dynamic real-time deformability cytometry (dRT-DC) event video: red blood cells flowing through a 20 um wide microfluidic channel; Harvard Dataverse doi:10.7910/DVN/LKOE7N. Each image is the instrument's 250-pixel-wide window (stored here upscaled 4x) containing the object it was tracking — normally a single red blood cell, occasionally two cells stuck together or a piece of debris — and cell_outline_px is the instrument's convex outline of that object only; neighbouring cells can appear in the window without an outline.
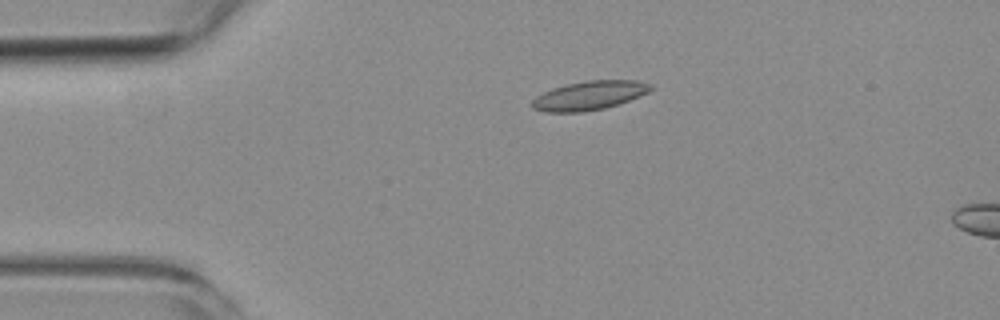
{"species": "common noctule bat (a hibernating species)", "species_latin": "Nyctalus noctula", "temperature_condition": "room temperature", "stored_images_in_passage": 10, "camera_frame_rate_fps": 3000, "um_per_image_px": 0.085, "animal": {"sex": "female", "body_mass_g": 19.3, "forearm_length_mm": 54.1}, "frame": {"image": 1, "passage_image": 3, "time_ms": 2.667, "image_size_px": [1000, 320], "cell_outline_px": [[652, 88], [648, 92], [628, 100], [604, 108], [580, 112], [544, 112], [532, 108], [532, 100], [536, 96], [552, 88], [584, 80], [636, 80], [652, 84]], "centroid_in_image_um": [50.06, 8.11], "position_along_channel_um": 34.9, "area_um2": 19.83}}
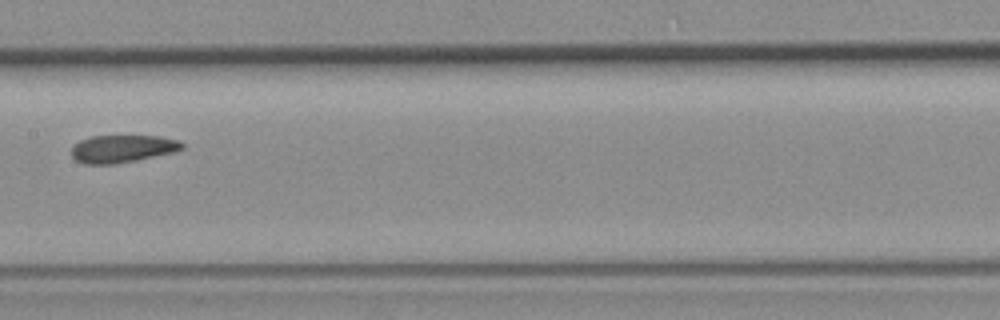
{"frame": {"image": 2, "passage_image": 7, "time_ms": 8.0, "image_size_px": [1000, 320], "cell_outline_px": [[184, 148], [176, 152], [116, 164], [84, 164], [76, 160], [72, 156], [72, 148], [80, 140], [92, 136], [160, 136], [180, 140], [184, 144]], "centroid_in_image_um": [10.45, 12.64], "position_along_channel_um": 197.0, "area_um2": 17.86}}
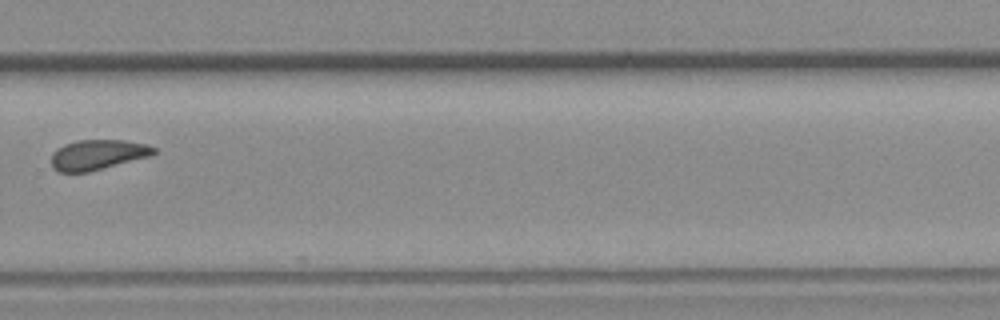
{"frame": {"image": 3, "passage_image": 10, "time_ms": 11.333, "image_size_px": [1000, 320], "cell_outline_px": [[156, 152], [152, 156], [88, 172], [60, 172], [52, 168], [52, 152], [56, 148], [64, 144], [76, 140], [124, 140], [144, 144], [156, 148]], "centroid_in_image_um": [8.29, 13.15], "position_along_channel_um": 321.5, "area_um2": 18.09}}